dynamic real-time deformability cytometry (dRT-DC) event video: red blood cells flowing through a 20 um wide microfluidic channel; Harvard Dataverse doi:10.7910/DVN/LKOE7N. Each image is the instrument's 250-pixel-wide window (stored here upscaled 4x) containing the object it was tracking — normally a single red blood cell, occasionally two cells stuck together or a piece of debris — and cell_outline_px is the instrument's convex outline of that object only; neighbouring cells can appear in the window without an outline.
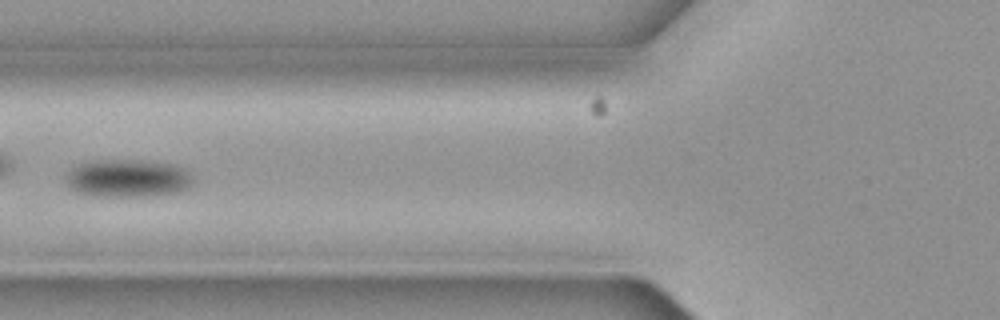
{"species": "common noctule bat (a hibernating species)", "species_latin": "Nyctalus noctula", "temperature_condition": "cold", "stored_images_in_passage": 5, "camera_frame_rate_fps": 3000, "um_per_image_px": 0.085, "animal": {"sex": "female", "body_mass_g": 19.3, "forearm_length_mm": 54.1}, "frame": {"image": 1, "passage_image": 5, "time_ms": 1.333, "image_size_px": [1000, 320], "cell_outline_px": [[192, 184], [188, 188], [180, 192], [156, 196], [92, 196], [76, 192], [68, 184], [68, 172], [72, 168], [88, 160], [140, 160], [168, 164], [184, 168], [192, 176]], "centroid_in_image_um": [10.88, 15.16], "position_along_channel_um": 114.9, "area_um2": 28.03}}